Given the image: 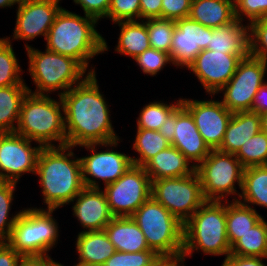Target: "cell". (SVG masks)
Listing matches in <instances>:
<instances>
[{
  "label": "cell",
  "instance_id": "4",
  "mask_svg": "<svg viewBox=\"0 0 267 266\" xmlns=\"http://www.w3.org/2000/svg\"><path fill=\"white\" fill-rule=\"evenodd\" d=\"M223 202V203H222ZM226 259L231 252L226 228V201L206 200L184 223L182 260L194 251Z\"/></svg>",
  "mask_w": 267,
  "mask_h": 266
},
{
  "label": "cell",
  "instance_id": "39",
  "mask_svg": "<svg viewBox=\"0 0 267 266\" xmlns=\"http://www.w3.org/2000/svg\"><path fill=\"white\" fill-rule=\"evenodd\" d=\"M134 60L144 74L156 76L165 65L172 64L169 53L154 48L145 50L137 55Z\"/></svg>",
  "mask_w": 267,
  "mask_h": 266
},
{
  "label": "cell",
  "instance_id": "49",
  "mask_svg": "<svg viewBox=\"0 0 267 266\" xmlns=\"http://www.w3.org/2000/svg\"><path fill=\"white\" fill-rule=\"evenodd\" d=\"M57 263L50 256L23 257L18 266H55Z\"/></svg>",
  "mask_w": 267,
  "mask_h": 266
},
{
  "label": "cell",
  "instance_id": "41",
  "mask_svg": "<svg viewBox=\"0 0 267 266\" xmlns=\"http://www.w3.org/2000/svg\"><path fill=\"white\" fill-rule=\"evenodd\" d=\"M105 18L111 19L113 23L140 20V0H111L108 14Z\"/></svg>",
  "mask_w": 267,
  "mask_h": 266
},
{
  "label": "cell",
  "instance_id": "3",
  "mask_svg": "<svg viewBox=\"0 0 267 266\" xmlns=\"http://www.w3.org/2000/svg\"><path fill=\"white\" fill-rule=\"evenodd\" d=\"M97 23L91 16L62 8L48 32L46 49L74 58L87 70L90 59L108 51L107 42L95 28Z\"/></svg>",
  "mask_w": 267,
  "mask_h": 266
},
{
  "label": "cell",
  "instance_id": "15",
  "mask_svg": "<svg viewBox=\"0 0 267 266\" xmlns=\"http://www.w3.org/2000/svg\"><path fill=\"white\" fill-rule=\"evenodd\" d=\"M60 1L19 0L12 40L32 41L40 35L46 40L50 27L62 9Z\"/></svg>",
  "mask_w": 267,
  "mask_h": 266
},
{
  "label": "cell",
  "instance_id": "33",
  "mask_svg": "<svg viewBox=\"0 0 267 266\" xmlns=\"http://www.w3.org/2000/svg\"><path fill=\"white\" fill-rule=\"evenodd\" d=\"M11 43L10 37L0 38V87L26 85Z\"/></svg>",
  "mask_w": 267,
  "mask_h": 266
},
{
  "label": "cell",
  "instance_id": "34",
  "mask_svg": "<svg viewBox=\"0 0 267 266\" xmlns=\"http://www.w3.org/2000/svg\"><path fill=\"white\" fill-rule=\"evenodd\" d=\"M182 104V98L176 103L166 104L162 101H153L146 104L137 118V128L158 131L168 117Z\"/></svg>",
  "mask_w": 267,
  "mask_h": 266
},
{
  "label": "cell",
  "instance_id": "40",
  "mask_svg": "<svg viewBox=\"0 0 267 266\" xmlns=\"http://www.w3.org/2000/svg\"><path fill=\"white\" fill-rule=\"evenodd\" d=\"M250 55L267 62V16L249 25Z\"/></svg>",
  "mask_w": 267,
  "mask_h": 266
},
{
  "label": "cell",
  "instance_id": "36",
  "mask_svg": "<svg viewBox=\"0 0 267 266\" xmlns=\"http://www.w3.org/2000/svg\"><path fill=\"white\" fill-rule=\"evenodd\" d=\"M145 20L150 48L165 51L170 55L172 36L176 26L175 21L161 18Z\"/></svg>",
  "mask_w": 267,
  "mask_h": 266
},
{
  "label": "cell",
  "instance_id": "18",
  "mask_svg": "<svg viewBox=\"0 0 267 266\" xmlns=\"http://www.w3.org/2000/svg\"><path fill=\"white\" fill-rule=\"evenodd\" d=\"M175 23L170 59L172 65L187 68L202 50L207 49L210 40V28L189 17L176 20Z\"/></svg>",
  "mask_w": 267,
  "mask_h": 266
},
{
  "label": "cell",
  "instance_id": "47",
  "mask_svg": "<svg viewBox=\"0 0 267 266\" xmlns=\"http://www.w3.org/2000/svg\"><path fill=\"white\" fill-rule=\"evenodd\" d=\"M162 0H140L141 20L161 18Z\"/></svg>",
  "mask_w": 267,
  "mask_h": 266
},
{
  "label": "cell",
  "instance_id": "26",
  "mask_svg": "<svg viewBox=\"0 0 267 266\" xmlns=\"http://www.w3.org/2000/svg\"><path fill=\"white\" fill-rule=\"evenodd\" d=\"M188 17L209 28L227 25L236 19L234 0H192Z\"/></svg>",
  "mask_w": 267,
  "mask_h": 266
},
{
  "label": "cell",
  "instance_id": "5",
  "mask_svg": "<svg viewBox=\"0 0 267 266\" xmlns=\"http://www.w3.org/2000/svg\"><path fill=\"white\" fill-rule=\"evenodd\" d=\"M28 92L22 100L15 133L34 141L42 147L66 145L64 109L59 101ZM63 114V115H62Z\"/></svg>",
  "mask_w": 267,
  "mask_h": 266
},
{
  "label": "cell",
  "instance_id": "31",
  "mask_svg": "<svg viewBox=\"0 0 267 266\" xmlns=\"http://www.w3.org/2000/svg\"><path fill=\"white\" fill-rule=\"evenodd\" d=\"M230 254L267 258V222L264 218L231 247Z\"/></svg>",
  "mask_w": 267,
  "mask_h": 266
},
{
  "label": "cell",
  "instance_id": "30",
  "mask_svg": "<svg viewBox=\"0 0 267 266\" xmlns=\"http://www.w3.org/2000/svg\"><path fill=\"white\" fill-rule=\"evenodd\" d=\"M27 93V85L0 87V133L15 132L21 103Z\"/></svg>",
  "mask_w": 267,
  "mask_h": 266
},
{
  "label": "cell",
  "instance_id": "43",
  "mask_svg": "<svg viewBox=\"0 0 267 266\" xmlns=\"http://www.w3.org/2000/svg\"><path fill=\"white\" fill-rule=\"evenodd\" d=\"M192 0H162L161 19L179 20L189 16Z\"/></svg>",
  "mask_w": 267,
  "mask_h": 266
},
{
  "label": "cell",
  "instance_id": "7",
  "mask_svg": "<svg viewBox=\"0 0 267 266\" xmlns=\"http://www.w3.org/2000/svg\"><path fill=\"white\" fill-rule=\"evenodd\" d=\"M130 217L143 232L149 249L163 260L182 259L184 224L152 196Z\"/></svg>",
  "mask_w": 267,
  "mask_h": 266
},
{
  "label": "cell",
  "instance_id": "37",
  "mask_svg": "<svg viewBox=\"0 0 267 266\" xmlns=\"http://www.w3.org/2000/svg\"><path fill=\"white\" fill-rule=\"evenodd\" d=\"M16 184L15 182H0V242H6L9 239L12 228L22 212L20 210L9 217Z\"/></svg>",
  "mask_w": 267,
  "mask_h": 266
},
{
  "label": "cell",
  "instance_id": "50",
  "mask_svg": "<svg viewBox=\"0 0 267 266\" xmlns=\"http://www.w3.org/2000/svg\"><path fill=\"white\" fill-rule=\"evenodd\" d=\"M176 123V110L168 117L158 130L170 143L173 141Z\"/></svg>",
  "mask_w": 267,
  "mask_h": 266
},
{
  "label": "cell",
  "instance_id": "24",
  "mask_svg": "<svg viewBox=\"0 0 267 266\" xmlns=\"http://www.w3.org/2000/svg\"><path fill=\"white\" fill-rule=\"evenodd\" d=\"M78 265L102 266L115 252L114 244L104 230L81 231L77 235Z\"/></svg>",
  "mask_w": 267,
  "mask_h": 266
},
{
  "label": "cell",
  "instance_id": "17",
  "mask_svg": "<svg viewBox=\"0 0 267 266\" xmlns=\"http://www.w3.org/2000/svg\"><path fill=\"white\" fill-rule=\"evenodd\" d=\"M182 105L191 113L195 125L211 150H217L233 115L221 101L183 99Z\"/></svg>",
  "mask_w": 267,
  "mask_h": 266
},
{
  "label": "cell",
  "instance_id": "27",
  "mask_svg": "<svg viewBox=\"0 0 267 266\" xmlns=\"http://www.w3.org/2000/svg\"><path fill=\"white\" fill-rule=\"evenodd\" d=\"M231 202V203H230ZM226 200V228L232 247L244 234L255 226L263 217L256 209L238 200Z\"/></svg>",
  "mask_w": 267,
  "mask_h": 266
},
{
  "label": "cell",
  "instance_id": "14",
  "mask_svg": "<svg viewBox=\"0 0 267 266\" xmlns=\"http://www.w3.org/2000/svg\"><path fill=\"white\" fill-rule=\"evenodd\" d=\"M15 132L0 133V179L18 183L24 173L36 172L41 145Z\"/></svg>",
  "mask_w": 267,
  "mask_h": 266
},
{
  "label": "cell",
  "instance_id": "51",
  "mask_svg": "<svg viewBox=\"0 0 267 266\" xmlns=\"http://www.w3.org/2000/svg\"><path fill=\"white\" fill-rule=\"evenodd\" d=\"M19 0H0V8L11 7L18 4Z\"/></svg>",
  "mask_w": 267,
  "mask_h": 266
},
{
  "label": "cell",
  "instance_id": "23",
  "mask_svg": "<svg viewBox=\"0 0 267 266\" xmlns=\"http://www.w3.org/2000/svg\"><path fill=\"white\" fill-rule=\"evenodd\" d=\"M190 163L181 151L170 145L151 158L143 168L152 181L191 175L195 167Z\"/></svg>",
  "mask_w": 267,
  "mask_h": 266
},
{
  "label": "cell",
  "instance_id": "9",
  "mask_svg": "<svg viewBox=\"0 0 267 266\" xmlns=\"http://www.w3.org/2000/svg\"><path fill=\"white\" fill-rule=\"evenodd\" d=\"M199 175L206 200L226 201L227 195L240 196L237 183L242 188L244 167L235 154L211 150L209 155L195 168Z\"/></svg>",
  "mask_w": 267,
  "mask_h": 266
},
{
  "label": "cell",
  "instance_id": "10",
  "mask_svg": "<svg viewBox=\"0 0 267 266\" xmlns=\"http://www.w3.org/2000/svg\"><path fill=\"white\" fill-rule=\"evenodd\" d=\"M151 196L181 223H185L206 201L199 175L152 180Z\"/></svg>",
  "mask_w": 267,
  "mask_h": 266
},
{
  "label": "cell",
  "instance_id": "45",
  "mask_svg": "<svg viewBox=\"0 0 267 266\" xmlns=\"http://www.w3.org/2000/svg\"><path fill=\"white\" fill-rule=\"evenodd\" d=\"M22 258L7 242H0V266H18Z\"/></svg>",
  "mask_w": 267,
  "mask_h": 266
},
{
  "label": "cell",
  "instance_id": "16",
  "mask_svg": "<svg viewBox=\"0 0 267 266\" xmlns=\"http://www.w3.org/2000/svg\"><path fill=\"white\" fill-rule=\"evenodd\" d=\"M247 56L205 49L187 68L195 74L206 93L213 97L233 77L239 61Z\"/></svg>",
  "mask_w": 267,
  "mask_h": 266
},
{
  "label": "cell",
  "instance_id": "25",
  "mask_svg": "<svg viewBox=\"0 0 267 266\" xmlns=\"http://www.w3.org/2000/svg\"><path fill=\"white\" fill-rule=\"evenodd\" d=\"M116 251L140 252L150 250L143 232L130 217H114L104 228Z\"/></svg>",
  "mask_w": 267,
  "mask_h": 266
},
{
  "label": "cell",
  "instance_id": "13",
  "mask_svg": "<svg viewBox=\"0 0 267 266\" xmlns=\"http://www.w3.org/2000/svg\"><path fill=\"white\" fill-rule=\"evenodd\" d=\"M120 139L106 143H92L80 145L85 147L87 151H91V155L80 157L81 171L84 186L87 188H101L99 181L102 180L106 185L117 181L129 168L133 165L131 156L124 153L114 151ZM97 146L113 147L106 151H95ZM96 148V149H95ZM92 178H90V177ZM99 180V181H96Z\"/></svg>",
  "mask_w": 267,
  "mask_h": 266
},
{
  "label": "cell",
  "instance_id": "6",
  "mask_svg": "<svg viewBox=\"0 0 267 266\" xmlns=\"http://www.w3.org/2000/svg\"><path fill=\"white\" fill-rule=\"evenodd\" d=\"M25 49L29 57L28 71L36 85L35 91L28 87V92L48 95L60 90L58 97H61L70 88L80 84L89 74L96 73L95 68L89 69L86 73L87 70L72 57L47 49L41 52L28 44H25Z\"/></svg>",
  "mask_w": 267,
  "mask_h": 266
},
{
  "label": "cell",
  "instance_id": "12",
  "mask_svg": "<svg viewBox=\"0 0 267 266\" xmlns=\"http://www.w3.org/2000/svg\"><path fill=\"white\" fill-rule=\"evenodd\" d=\"M152 181L142 166L132 165L114 183L104 186L114 217L131 216L151 197Z\"/></svg>",
  "mask_w": 267,
  "mask_h": 266
},
{
  "label": "cell",
  "instance_id": "53",
  "mask_svg": "<svg viewBox=\"0 0 267 266\" xmlns=\"http://www.w3.org/2000/svg\"><path fill=\"white\" fill-rule=\"evenodd\" d=\"M157 266H173V260H163Z\"/></svg>",
  "mask_w": 267,
  "mask_h": 266
},
{
  "label": "cell",
  "instance_id": "19",
  "mask_svg": "<svg viewBox=\"0 0 267 266\" xmlns=\"http://www.w3.org/2000/svg\"><path fill=\"white\" fill-rule=\"evenodd\" d=\"M85 187L72 201L73 216L86 231H102L114 218L104 190Z\"/></svg>",
  "mask_w": 267,
  "mask_h": 266
},
{
  "label": "cell",
  "instance_id": "52",
  "mask_svg": "<svg viewBox=\"0 0 267 266\" xmlns=\"http://www.w3.org/2000/svg\"><path fill=\"white\" fill-rule=\"evenodd\" d=\"M261 118V131L267 133V112L260 115Z\"/></svg>",
  "mask_w": 267,
  "mask_h": 266
},
{
  "label": "cell",
  "instance_id": "21",
  "mask_svg": "<svg viewBox=\"0 0 267 266\" xmlns=\"http://www.w3.org/2000/svg\"><path fill=\"white\" fill-rule=\"evenodd\" d=\"M207 50L225 54L249 55V25L239 19L217 28H210V40Z\"/></svg>",
  "mask_w": 267,
  "mask_h": 266
},
{
  "label": "cell",
  "instance_id": "44",
  "mask_svg": "<svg viewBox=\"0 0 267 266\" xmlns=\"http://www.w3.org/2000/svg\"><path fill=\"white\" fill-rule=\"evenodd\" d=\"M80 5L85 15L91 16L99 21L108 14L111 0H73Z\"/></svg>",
  "mask_w": 267,
  "mask_h": 266
},
{
  "label": "cell",
  "instance_id": "8",
  "mask_svg": "<svg viewBox=\"0 0 267 266\" xmlns=\"http://www.w3.org/2000/svg\"><path fill=\"white\" fill-rule=\"evenodd\" d=\"M54 211L37 207L23 209L6 242L22 257L49 256L59 237Z\"/></svg>",
  "mask_w": 267,
  "mask_h": 266
},
{
  "label": "cell",
  "instance_id": "20",
  "mask_svg": "<svg viewBox=\"0 0 267 266\" xmlns=\"http://www.w3.org/2000/svg\"><path fill=\"white\" fill-rule=\"evenodd\" d=\"M170 145L181 151L195 168L211 151L199 133L191 113L182 104L176 109L175 132Z\"/></svg>",
  "mask_w": 267,
  "mask_h": 266
},
{
  "label": "cell",
  "instance_id": "2",
  "mask_svg": "<svg viewBox=\"0 0 267 266\" xmlns=\"http://www.w3.org/2000/svg\"><path fill=\"white\" fill-rule=\"evenodd\" d=\"M73 148L70 145L50 146L42 147L39 152L35 175L40 179L45 209L56 210L71 204L85 188L81 161L75 157Z\"/></svg>",
  "mask_w": 267,
  "mask_h": 266
},
{
  "label": "cell",
  "instance_id": "35",
  "mask_svg": "<svg viewBox=\"0 0 267 266\" xmlns=\"http://www.w3.org/2000/svg\"><path fill=\"white\" fill-rule=\"evenodd\" d=\"M235 156L244 168L267 166V133L259 131L238 150Z\"/></svg>",
  "mask_w": 267,
  "mask_h": 266
},
{
  "label": "cell",
  "instance_id": "48",
  "mask_svg": "<svg viewBox=\"0 0 267 266\" xmlns=\"http://www.w3.org/2000/svg\"><path fill=\"white\" fill-rule=\"evenodd\" d=\"M250 111L259 115L267 112V82L262 84L254 95Z\"/></svg>",
  "mask_w": 267,
  "mask_h": 266
},
{
  "label": "cell",
  "instance_id": "22",
  "mask_svg": "<svg viewBox=\"0 0 267 266\" xmlns=\"http://www.w3.org/2000/svg\"><path fill=\"white\" fill-rule=\"evenodd\" d=\"M261 131L260 115L251 111L234 112L218 151L236 154L253 135Z\"/></svg>",
  "mask_w": 267,
  "mask_h": 266
},
{
  "label": "cell",
  "instance_id": "32",
  "mask_svg": "<svg viewBox=\"0 0 267 266\" xmlns=\"http://www.w3.org/2000/svg\"><path fill=\"white\" fill-rule=\"evenodd\" d=\"M169 146L170 142L159 131L137 128L132 148L139 156L131 157L132 163L143 167L157 153Z\"/></svg>",
  "mask_w": 267,
  "mask_h": 266
},
{
  "label": "cell",
  "instance_id": "38",
  "mask_svg": "<svg viewBox=\"0 0 267 266\" xmlns=\"http://www.w3.org/2000/svg\"><path fill=\"white\" fill-rule=\"evenodd\" d=\"M161 261L151 249L133 253L116 251L102 266H157Z\"/></svg>",
  "mask_w": 267,
  "mask_h": 266
},
{
  "label": "cell",
  "instance_id": "42",
  "mask_svg": "<svg viewBox=\"0 0 267 266\" xmlns=\"http://www.w3.org/2000/svg\"><path fill=\"white\" fill-rule=\"evenodd\" d=\"M234 6L235 17L241 22L247 17L248 25L267 16V0H234Z\"/></svg>",
  "mask_w": 267,
  "mask_h": 266
},
{
  "label": "cell",
  "instance_id": "55",
  "mask_svg": "<svg viewBox=\"0 0 267 266\" xmlns=\"http://www.w3.org/2000/svg\"><path fill=\"white\" fill-rule=\"evenodd\" d=\"M55 266H64V264L57 263Z\"/></svg>",
  "mask_w": 267,
  "mask_h": 266
},
{
  "label": "cell",
  "instance_id": "46",
  "mask_svg": "<svg viewBox=\"0 0 267 266\" xmlns=\"http://www.w3.org/2000/svg\"><path fill=\"white\" fill-rule=\"evenodd\" d=\"M267 258L238 256L230 254L222 263L221 266H266L262 260Z\"/></svg>",
  "mask_w": 267,
  "mask_h": 266
},
{
  "label": "cell",
  "instance_id": "11",
  "mask_svg": "<svg viewBox=\"0 0 267 266\" xmlns=\"http://www.w3.org/2000/svg\"><path fill=\"white\" fill-rule=\"evenodd\" d=\"M267 73V62L248 55L242 58L233 77L221 88L218 93H223L222 104L232 113L250 111L254 95L264 84Z\"/></svg>",
  "mask_w": 267,
  "mask_h": 266
},
{
  "label": "cell",
  "instance_id": "1",
  "mask_svg": "<svg viewBox=\"0 0 267 266\" xmlns=\"http://www.w3.org/2000/svg\"><path fill=\"white\" fill-rule=\"evenodd\" d=\"M97 82L96 73L89 74L60 97L64 109L66 145L80 147L120 139L112 126L108 102L100 93Z\"/></svg>",
  "mask_w": 267,
  "mask_h": 266
},
{
  "label": "cell",
  "instance_id": "29",
  "mask_svg": "<svg viewBox=\"0 0 267 266\" xmlns=\"http://www.w3.org/2000/svg\"><path fill=\"white\" fill-rule=\"evenodd\" d=\"M233 200L267 208V166L244 168L240 196Z\"/></svg>",
  "mask_w": 267,
  "mask_h": 266
},
{
  "label": "cell",
  "instance_id": "54",
  "mask_svg": "<svg viewBox=\"0 0 267 266\" xmlns=\"http://www.w3.org/2000/svg\"><path fill=\"white\" fill-rule=\"evenodd\" d=\"M173 266H185L182 259L173 260Z\"/></svg>",
  "mask_w": 267,
  "mask_h": 266
},
{
  "label": "cell",
  "instance_id": "28",
  "mask_svg": "<svg viewBox=\"0 0 267 266\" xmlns=\"http://www.w3.org/2000/svg\"><path fill=\"white\" fill-rule=\"evenodd\" d=\"M113 24H118L120 27L118 43L115 48L117 53L134 59L150 48L146 21H119Z\"/></svg>",
  "mask_w": 267,
  "mask_h": 266
}]
</instances>
